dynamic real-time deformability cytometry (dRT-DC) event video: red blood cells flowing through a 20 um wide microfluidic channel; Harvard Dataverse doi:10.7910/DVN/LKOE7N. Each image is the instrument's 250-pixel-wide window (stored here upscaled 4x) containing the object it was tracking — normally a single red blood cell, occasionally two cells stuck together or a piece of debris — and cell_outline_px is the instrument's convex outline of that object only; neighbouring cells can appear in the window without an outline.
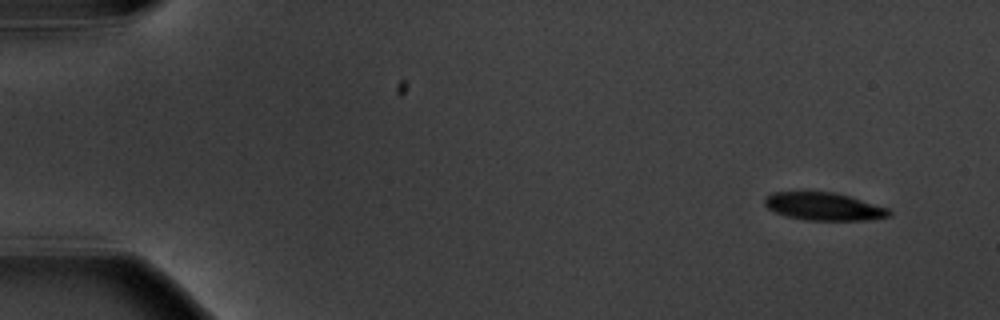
{"species": "common noctule bat (a hibernating species)", "species_latin": "Nyctalus noctula", "temperature_condition": "warm", "stored_images_in_passage": 4, "camera_frame_rate_fps": 3000, "um_per_image_px": 0.085, "animal": {"sex": "male", "body_mass_g": 20.1, "forearm_length_mm": 53.5}, "frame": {"image": 1, "passage_image": 1, "time_ms": 0.0, "image_size_px": [1000, 320], "cell_outline_px": [[892, 216], [868, 220], [804, 220], [788, 216], [776, 212], [768, 208], [764, 204], [764, 196], [772, 192], [836, 192], [888, 208], [892, 212]], "centroid_in_image_um": [70.03, 17.55], "position_along_channel_um": 15.0, "area_um2": 20.17}}
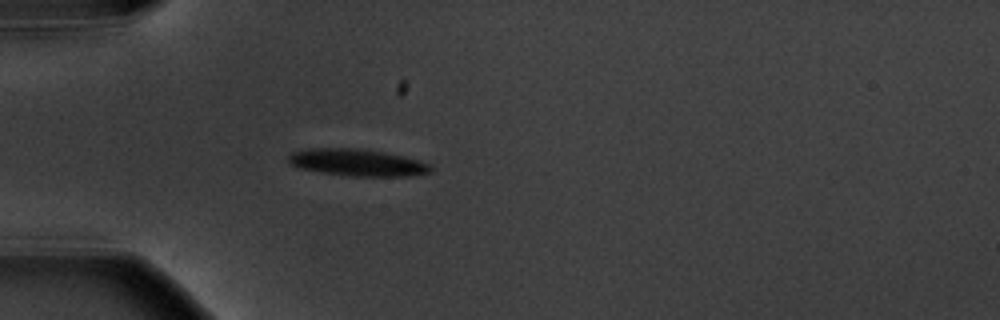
{"frame": {"image": 2, "passage_image": 4, "time_ms": 4.333, "image_size_px": [1000, 320], "cell_outline_px": [[432, 172], [408, 176], [348, 176], [320, 172], [300, 168], [288, 164], [288, 156], [292, 152], [304, 148], [356, 148], [384, 152], [404, 156], [420, 160], [432, 164]], "centroid_in_image_um": [30.37, 13.81], "position_along_channel_um": 54.6, "area_um2": 22.66}}